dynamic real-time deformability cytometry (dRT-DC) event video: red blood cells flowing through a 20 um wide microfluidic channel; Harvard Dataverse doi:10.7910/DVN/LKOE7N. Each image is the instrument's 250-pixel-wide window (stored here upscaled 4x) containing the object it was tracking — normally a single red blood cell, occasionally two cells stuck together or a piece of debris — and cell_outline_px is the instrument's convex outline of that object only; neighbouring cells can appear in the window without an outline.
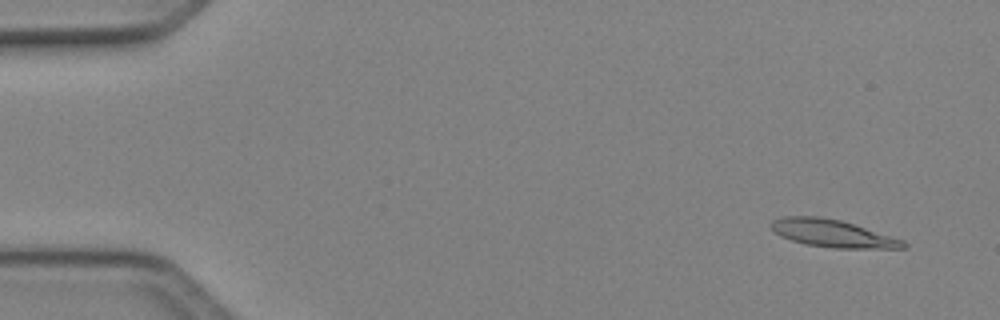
{"species": "Egyptian fruit bat (a non-hibernating species)", "species_latin": "Rousettus aegyptiacus", "temperature_condition": "cold", "stored_images_in_passage": 50, "camera_frame_rate_fps": 3000, "um_per_image_px": 0.085, "animal": {"sex": "female"}, "frame": {"image": 1, "passage_image": 4, "time_ms": 1.0, "image_size_px": [1000, 320], "cell_outline_px": [[908, 248], [836, 248], [808, 244], [792, 240], [780, 236], [772, 228], [772, 220], [784, 216], [820, 216], [840, 220], [904, 240], [908, 244]], "centroid_in_image_um": [70.79, 19.83], "position_along_channel_um": 14.2, "area_um2": 20.87}}
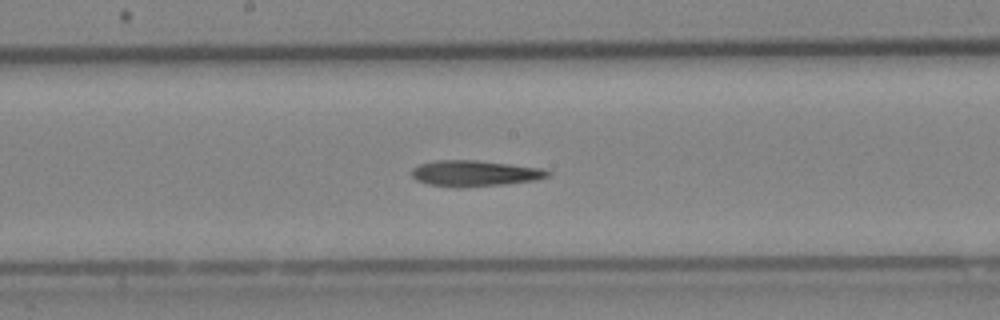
{"frame": {"image": 2, "passage_image": 27, "time_ms": 8.667, "image_size_px": [1000, 320], "cell_outline_px": [[552, 172], [548, 176], [536, 180], [504, 184], [464, 188], [456, 188], [428, 184], [416, 180], [412, 176], [412, 168], [420, 164], [436, 160], [476, 160], [540, 168]], "centroid_in_image_um": [40.32, 14.74], "position_along_channel_um": 207.9, "area_um2": 20.58}}
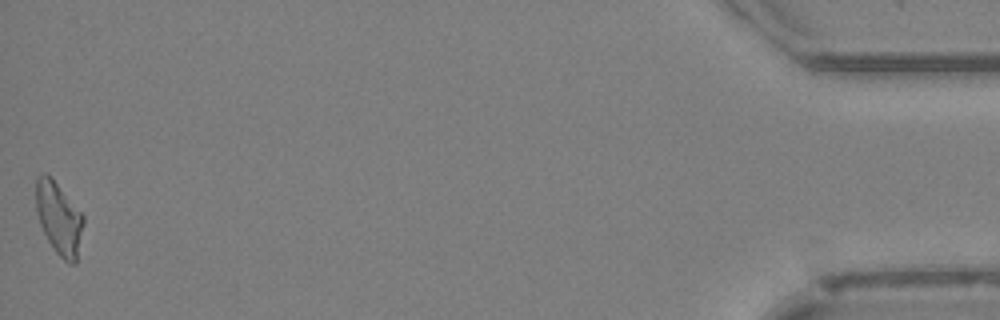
{"frame": {"image": 3, "passage_image": 50, "time_ms": 16.333, "image_size_px": [1000, 320], "cell_outline_px": [[84, 224], [76, 264], [68, 264], [56, 252], [48, 240], [40, 224], [36, 212], [36, 176], [44, 172], [56, 184], [84, 216]], "centroid_in_image_um": [5.01, 18.6], "position_along_channel_um": 430.2, "area_um2": 19.71}}